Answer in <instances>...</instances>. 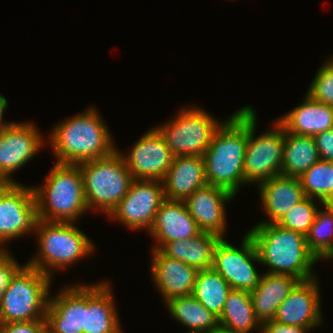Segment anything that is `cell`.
<instances>
[{
  "instance_id": "6da1fadb",
  "label": "cell",
  "mask_w": 333,
  "mask_h": 333,
  "mask_svg": "<svg viewBox=\"0 0 333 333\" xmlns=\"http://www.w3.org/2000/svg\"><path fill=\"white\" fill-rule=\"evenodd\" d=\"M221 123L202 156L205 175L208 184L235 196L241 185L246 184L244 161L249 137V106L237 110Z\"/></svg>"
},
{
  "instance_id": "7a4b0ae2",
  "label": "cell",
  "mask_w": 333,
  "mask_h": 333,
  "mask_svg": "<svg viewBox=\"0 0 333 333\" xmlns=\"http://www.w3.org/2000/svg\"><path fill=\"white\" fill-rule=\"evenodd\" d=\"M108 127L96 108L60 122L50 132L57 163L79 164L109 156L117 148Z\"/></svg>"
},
{
  "instance_id": "3957f363",
  "label": "cell",
  "mask_w": 333,
  "mask_h": 333,
  "mask_svg": "<svg viewBox=\"0 0 333 333\" xmlns=\"http://www.w3.org/2000/svg\"><path fill=\"white\" fill-rule=\"evenodd\" d=\"M247 233L255 244L260 264L269 267L266 273L289 274L300 281L316 277L312 269L318 259L308 249L304 234L278 223H257Z\"/></svg>"
},
{
  "instance_id": "277c9868",
  "label": "cell",
  "mask_w": 333,
  "mask_h": 333,
  "mask_svg": "<svg viewBox=\"0 0 333 333\" xmlns=\"http://www.w3.org/2000/svg\"><path fill=\"white\" fill-rule=\"evenodd\" d=\"M45 183L32 186L37 219L49 222H73L86 211L84 181L78 164L55 163Z\"/></svg>"
},
{
  "instance_id": "5b68a950",
  "label": "cell",
  "mask_w": 333,
  "mask_h": 333,
  "mask_svg": "<svg viewBox=\"0 0 333 333\" xmlns=\"http://www.w3.org/2000/svg\"><path fill=\"white\" fill-rule=\"evenodd\" d=\"M34 231L39 242V254L26 264L50 277H53L52 270L65 269L90 255L95 249L89 237L73 222H49L38 219Z\"/></svg>"
},
{
  "instance_id": "8992f818",
  "label": "cell",
  "mask_w": 333,
  "mask_h": 333,
  "mask_svg": "<svg viewBox=\"0 0 333 333\" xmlns=\"http://www.w3.org/2000/svg\"><path fill=\"white\" fill-rule=\"evenodd\" d=\"M119 151L78 164L89 210L97 208L108 216L129 191L134 179Z\"/></svg>"
},
{
  "instance_id": "52a82bcc",
  "label": "cell",
  "mask_w": 333,
  "mask_h": 333,
  "mask_svg": "<svg viewBox=\"0 0 333 333\" xmlns=\"http://www.w3.org/2000/svg\"><path fill=\"white\" fill-rule=\"evenodd\" d=\"M52 277L25 263L11 278L0 303V323L46 318Z\"/></svg>"
},
{
  "instance_id": "ba28073f",
  "label": "cell",
  "mask_w": 333,
  "mask_h": 333,
  "mask_svg": "<svg viewBox=\"0 0 333 333\" xmlns=\"http://www.w3.org/2000/svg\"><path fill=\"white\" fill-rule=\"evenodd\" d=\"M180 110L176 118L155 128L174 157L203 156L221 123L202 108L190 106Z\"/></svg>"
},
{
  "instance_id": "9c48e42d",
  "label": "cell",
  "mask_w": 333,
  "mask_h": 333,
  "mask_svg": "<svg viewBox=\"0 0 333 333\" xmlns=\"http://www.w3.org/2000/svg\"><path fill=\"white\" fill-rule=\"evenodd\" d=\"M256 112L249 106V137L245 150L244 179L258 185L271 177L282 175L284 128L276 121L274 128L255 137Z\"/></svg>"
},
{
  "instance_id": "30bf717a",
  "label": "cell",
  "mask_w": 333,
  "mask_h": 333,
  "mask_svg": "<svg viewBox=\"0 0 333 333\" xmlns=\"http://www.w3.org/2000/svg\"><path fill=\"white\" fill-rule=\"evenodd\" d=\"M259 262L255 244L248 233L243 237L241 247L236 248L221 238L214 250L212 268L218 272L232 289L253 291L262 275L254 267Z\"/></svg>"
},
{
  "instance_id": "8fae6325",
  "label": "cell",
  "mask_w": 333,
  "mask_h": 333,
  "mask_svg": "<svg viewBox=\"0 0 333 333\" xmlns=\"http://www.w3.org/2000/svg\"><path fill=\"white\" fill-rule=\"evenodd\" d=\"M33 187L3 180V198L0 202V245L28 235L37 222ZM5 243V244H4ZM2 248V246L0 247Z\"/></svg>"
},
{
  "instance_id": "7c38bea8",
  "label": "cell",
  "mask_w": 333,
  "mask_h": 333,
  "mask_svg": "<svg viewBox=\"0 0 333 333\" xmlns=\"http://www.w3.org/2000/svg\"><path fill=\"white\" fill-rule=\"evenodd\" d=\"M166 199L163 183L157 180L134 179L130 189L108 217L129 229L150 231L160 205Z\"/></svg>"
},
{
  "instance_id": "4fadbf2b",
  "label": "cell",
  "mask_w": 333,
  "mask_h": 333,
  "mask_svg": "<svg viewBox=\"0 0 333 333\" xmlns=\"http://www.w3.org/2000/svg\"><path fill=\"white\" fill-rule=\"evenodd\" d=\"M43 138L31 122H9L0 131V180L16 182L11 174L42 148Z\"/></svg>"
},
{
  "instance_id": "5bb4252c",
  "label": "cell",
  "mask_w": 333,
  "mask_h": 333,
  "mask_svg": "<svg viewBox=\"0 0 333 333\" xmlns=\"http://www.w3.org/2000/svg\"><path fill=\"white\" fill-rule=\"evenodd\" d=\"M122 156L133 179L138 180L162 181L174 160L173 153L155 127L134 144L129 154L122 153Z\"/></svg>"
},
{
  "instance_id": "9a60e30c",
  "label": "cell",
  "mask_w": 333,
  "mask_h": 333,
  "mask_svg": "<svg viewBox=\"0 0 333 333\" xmlns=\"http://www.w3.org/2000/svg\"><path fill=\"white\" fill-rule=\"evenodd\" d=\"M318 278L299 281L277 308L274 321L300 327L323 323Z\"/></svg>"
},
{
  "instance_id": "2e32d148",
  "label": "cell",
  "mask_w": 333,
  "mask_h": 333,
  "mask_svg": "<svg viewBox=\"0 0 333 333\" xmlns=\"http://www.w3.org/2000/svg\"><path fill=\"white\" fill-rule=\"evenodd\" d=\"M234 197L223 188L207 184L195 190L184 203L202 232L214 233L223 238L227 225L225 203Z\"/></svg>"
},
{
  "instance_id": "e0dca14e",
  "label": "cell",
  "mask_w": 333,
  "mask_h": 333,
  "mask_svg": "<svg viewBox=\"0 0 333 333\" xmlns=\"http://www.w3.org/2000/svg\"><path fill=\"white\" fill-rule=\"evenodd\" d=\"M201 232L184 201L170 199L160 205L149 231L156 240L152 249L159 250L168 242L193 238Z\"/></svg>"
},
{
  "instance_id": "ac0fdd59",
  "label": "cell",
  "mask_w": 333,
  "mask_h": 333,
  "mask_svg": "<svg viewBox=\"0 0 333 333\" xmlns=\"http://www.w3.org/2000/svg\"><path fill=\"white\" fill-rule=\"evenodd\" d=\"M152 250L151 275L164 301L192 295L199 270L165 256L159 249Z\"/></svg>"
},
{
  "instance_id": "d6986e66",
  "label": "cell",
  "mask_w": 333,
  "mask_h": 333,
  "mask_svg": "<svg viewBox=\"0 0 333 333\" xmlns=\"http://www.w3.org/2000/svg\"><path fill=\"white\" fill-rule=\"evenodd\" d=\"M111 289L108 282L84 285L82 333H122Z\"/></svg>"
},
{
  "instance_id": "ffe728a7",
  "label": "cell",
  "mask_w": 333,
  "mask_h": 333,
  "mask_svg": "<svg viewBox=\"0 0 333 333\" xmlns=\"http://www.w3.org/2000/svg\"><path fill=\"white\" fill-rule=\"evenodd\" d=\"M47 329L51 333H82L84 327V285L66 286L49 297Z\"/></svg>"
},
{
  "instance_id": "44dd1931",
  "label": "cell",
  "mask_w": 333,
  "mask_h": 333,
  "mask_svg": "<svg viewBox=\"0 0 333 333\" xmlns=\"http://www.w3.org/2000/svg\"><path fill=\"white\" fill-rule=\"evenodd\" d=\"M259 195L269 219L259 222L278 223L286 213L306 196L299 178L278 175L260 183Z\"/></svg>"
},
{
  "instance_id": "7402d4cb",
  "label": "cell",
  "mask_w": 333,
  "mask_h": 333,
  "mask_svg": "<svg viewBox=\"0 0 333 333\" xmlns=\"http://www.w3.org/2000/svg\"><path fill=\"white\" fill-rule=\"evenodd\" d=\"M162 183L166 199L184 201L195 190L208 184L203 157H174Z\"/></svg>"
},
{
  "instance_id": "603a6c76",
  "label": "cell",
  "mask_w": 333,
  "mask_h": 333,
  "mask_svg": "<svg viewBox=\"0 0 333 333\" xmlns=\"http://www.w3.org/2000/svg\"><path fill=\"white\" fill-rule=\"evenodd\" d=\"M303 101L276 121L286 132L314 137L333 128V106L318 102L308 94Z\"/></svg>"
},
{
  "instance_id": "cb8c5ba5",
  "label": "cell",
  "mask_w": 333,
  "mask_h": 333,
  "mask_svg": "<svg viewBox=\"0 0 333 333\" xmlns=\"http://www.w3.org/2000/svg\"><path fill=\"white\" fill-rule=\"evenodd\" d=\"M299 281L289 274L262 275L259 286L250 292L255 317L261 325L273 320L277 308Z\"/></svg>"
},
{
  "instance_id": "d4e9b609",
  "label": "cell",
  "mask_w": 333,
  "mask_h": 333,
  "mask_svg": "<svg viewBox=\"0 0 333 333\" xmlns=\"http://www.w3.org/2000/svg\"><path fill=\"white\" fill-rule=\"evenodd\" d=\"M220 239L217 234L201 232L193 238L168 242L160 251L165 256L198 270L210 269L213 265L214 250Z\"/></svg>"
},
{
  "instance_id": "484cf974",
  "label": "cell",
  "mask_w": 333,
  "mask_h": 333,
  "mask_svg": "<svg viewBox=\"0 0 333 333\" xmlns=\"http://www.w3.org/2000/svg\"><path fill=\"white\" fill-rule=\"evenodd\" d=\"M218 321L219 327L233 333H249L256 328L261 333L262 325L255 317L249 291L232 289L224 303Z\"/></svg>"
},
{
  "instance_id": "4316f807",
  "label": "cell",
  "mask_w": 333,
  "mask_h": 333,
  "mask_svg": "<svg viewBox=\"0 0 333 333\" xmlns=\"http://www.w3.org/2000/svg\"><path fill=\"white\" fill-rule=\"evenodd\" d=\"M165 303L172 318L189 327V332L207 333L219 327L218 317L193 295L173 297Z\"/></svg>"
},
{
  "instance_id": "83f0119b",
  "label": "cell",
  "mask_w": 333,
  "mask_h": 333,
  "mask_svg": "<svg viewBox=\"0 0 333 333\" xmlns=\"http://www.w3.org/2000/svg\"><path fill=\"white\" fill-rule=\"evenodd\" d=\"M319 160L314 137L285 131L282 175L299 178Z\"/></svg>"
},
{
  "instance_id": "f1b7e54d",
  "label": "cell",
  "mask_w": 333,
  "mask_h": 333,
  "mask_svg": "<svg viewBox=\"0 0 333 333\" xmlns=\"http://www.w3.org/2000/svg\"><path fill=\"white\" fill-rule=\"evenodd\" d=\"M232 288L213 268L199 270L192 295L218 318Z\"/></svg>"
},
{
  "instance_id": "f546056e",
  "label": "cell",
  "mask_w": 333,
  "mask_h": 333,
  "mask_svg": "<svg viewBox=\"0 0 333 333\" xmlns=\"http://www.w3.org/2000/svg\"><path fill=\"white\" fill-rule=\"evenodd\" d=\"M305 235L310 252L318 259H333V203L323 204Z\"/></svg>"
},
{
  "instance_id": "4dcf8cb0",
  "label": "cell",
  "mask_w": 333,
  "mask_h": 333,
  "mask_svg": "<svg viewBox=\"0 0 333 333\" xmlns=\"http://www.w3.org/2000/svg\"><path fill=\"white\" fill-rule=\"evenodd\" d=\"M306 197L320 204L333 203V161L319 160L300 177Z\"/></svg>"
},
{
  "instance_id": "1f68e13d",
  "label": "cell",
  "mask_w": 333,
  "mask_h": 333,
  "mask_svg": "<svg viewBox=\"0 0 333 333\" xmlns=\"http://www.w3.org/2000/svg\"><path fill=\"white\" fill-rule=\"evenodd\" d=\"M315 200L316 199L305 197L302 201L293 206L278 224L306 235L318 211Z\"/></svg>"
},
{
  "instance_id": "d6a6232c",
  "label": "cell",
  "mask_w": 333,
  "mask_h": 333,
  "mask_svg": "<svg viewBox=\"0 0 333 333\" xmlns=\"http://www.w3.org/2000/svg\"><path fill=\"white\" fill-rule=\"evenodd\" d=\"M325 62L318 68L306 94L318 102L333 106V57Z\"/></svg>"
},
{
  "instance_id": "836d02e7",
  "label": "cell",
  "mask_w": 333,
  "mask_h": 333,
  "mask_svg": "<svg viewBox=\"0 0 333 333\" xmlns=\"http://www.w3.org/2000/svg\"><path fill=\"white\" fill-rule=\"evenodd\" d=\"M21 267L7 249H0V303L11 278Z\"/></svg>"
},
{
  "instance_id": "e575fe53",
  "label": "cell",
  "mask_w": 333,
  "mask_h": 333,
  "mask_svg": "<svg viewBox=\"0 0 333 333\" xmlns=\"http://www.w3.org/2000/svg\"><path fill=\"white\" fill-rule=\"evenodd\" d=\"M2 333H44L47 330L46 318L34 321L0 323Z\"/></svg>"
},
{
  "instance_id": "d590c367",
  "label": "cell",
  "mask_w": 333,
  "mask_h": 333,
  "mask_svg": "<svg viewBox=\"0 0 333 333\" xmlns=\"http://www.w3.org/2000/svg\"><path fill=\"white\" fill-rule=\"evenodd\" d=\"M320 159L333 161V128L314 136Z\"/></svg>"
},
{
  "instance_id": "8d00e7d4",
  "label": "cell",
  "mask_w": 333,
  "mask_h": 333,
  "mask_svg": "<svg viewBox=\"0 0 333 333\" xmlns=\"http://www.w3.org/2000/svg\"><path fill=\"white\" fill-rule=\"evenodd\" d=\"M314 327H300L295 325H286L274 320L264 322L261 326V333H307Z\"/></svg>"
},
{
  "instance_id": "74e56055",
  "label": "cell",
  "mask_w": 333,
  "mask_h": 333,
  "mask_svg": "<svg viewBox=\"0 0 333 333\" xmlns=\"http://www.w3.org/2000/svg\"><path fill=\"white\" fill-rule=\"evenodd\" d=\"M8 107V102L6 97H4L2 94H0V131L4 128L5 125H7L9 122L3 123V113Z\"/></svg>"
},
{
  "instance_id": "f35d334b",
  "label": "cell",
  "mask_w": 333,
  "mask_h": 333,
  "mask_svg": "<svg viewBox=\"0 0 333 333\" xmlns=\"http://www.w3.org/2000/svg\"><path fill=\"white\" fill-rule=\"evenodd\" d=\"M207 333H233V332L230 331V330H226L222 327H218L217 329H214V330H212L210 332H207Z\"/></svg>"
},
{
  "instance_id": "ab89813d",
  "label": "cell",
  "mask_w": 333,
  "mask_h": 333,
  "mask_svg": "<svg viewBox=\"0 0 333 333\" xmlns=\"http://www.w3.org/2000/svg\"><path fill=\"white\" fill-rule=\"evenodd\" d=\"M3 198V180H0V202Z\"/></svg>"
},
{
  "instance_id": "60d3db41",
  "label": "cell",
  "mask_w": 333,
  "mask_h": 333,
  "mask_svg": "<svg viewBox=\"0 0 333 333\" xmlns=\"http://www.w3.org/2000/svg\"><path fill=\"white\" fill-rule=\"evenodd\" d=\"M44 333H51L48 329Z\"/></svg>"
}]
</instances>
